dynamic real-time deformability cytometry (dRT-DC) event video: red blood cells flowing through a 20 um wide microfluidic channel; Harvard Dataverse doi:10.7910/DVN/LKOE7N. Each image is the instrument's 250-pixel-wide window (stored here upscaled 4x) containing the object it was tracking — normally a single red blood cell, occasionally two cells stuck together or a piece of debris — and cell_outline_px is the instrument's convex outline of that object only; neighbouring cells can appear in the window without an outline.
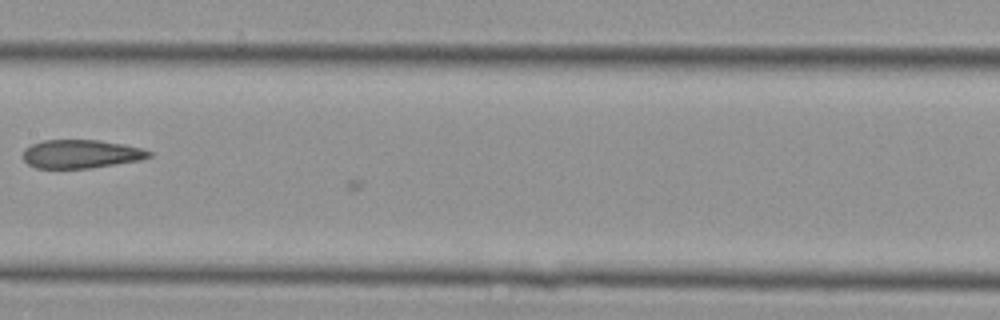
{"species": "Egyptian fruit bat (a non-hibernating species)", "species_latin": "Rousettus aegyptiacus", "temperature_condition": "cold", "stored_images_in_passage": 13, "camera_frame_rate_fps": 3000, "um_per_image_px": 0.085, "animal": {"sex": "female"}, "frame": {"image": 1, "passage_image": 12, "time_ms": 3.667, "image_size_px": [1000, 320], "cell_outline_px": [[152, 156], [140, 160], [92, 168], [36, 168], [28, 164], [24, 160], [24, 148], [32, 144], [44, 140], [100, 140], [124, 144], [144, 148], [152, 152]], "centroid_in_image_um": [6.92, 13.08], "position_along_channel_um": 200.5, "area_um2": 21.04}}